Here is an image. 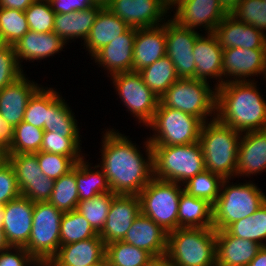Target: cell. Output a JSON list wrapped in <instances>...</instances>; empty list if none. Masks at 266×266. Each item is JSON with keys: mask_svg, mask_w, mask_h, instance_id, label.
<instances>
[{"mask_svg": "<svg viewBox=\"0 0 266 266\" xmlns=\"http://www.w3.org/2000/svg\"><path fill=\"white\" fill-rule=\"evenodd\" d=\"M26 73L18 64L13 46L6 45L0 50V90Z\"/></svg>", "mask_w": 266, "mask_h": 266, "instance_id": "48", "label": "cell"}, {"mask_svg": "<svg viewBox=\"0 0 266 266\" xmlns=\"http://www.w3.org/2000/svg\"><path fill=\"white\" fill-rule=\"evenodd\" d=\"M99 266H108V264L106 262L102 263L101 265Z\"/></svg>", "mask_w": 266, "mask_h": 266, "instance_id": "64", "label": "cell"}, {"mask_svg": "<svg viewBox=\"0 0 266 266\" xmlns=\"http://www.w3.org/2000/svg\"><path fill=\"white\" fill-rule=\"evenodd\" d=\"M85 157L75 165V179L79 201L87 200L103 193L111 192L105 173L98 166H92Z\"/></svg>", "mask_w": 266, "mask_h": 266, "instance_id": "32", "label": "cell"}, {"mask_svg": "<svg viewBox=\"0 0 266 266\" xmlns=\"http://www.w3.org/2000/svg\"><path fill=\"white\" fill-rule=\"evenodd\" d=\"M64 46L66 47L67 43L54 32L39 33L32 30H29L15 45H13L16 59L22 69H24V65L21 64L23 60L33 63L35 60L41 62L45 58L52 57L64 51Z\"/></svg>", "mask_w": 266, "mask_h": 266, "instance_id": "25", "label": "cell"}, {"mask_svg": "<svg viewBox=\"0 0 266 266\" xmlns=\"http://www.w3.org/2000/svg\"><path fill=\"white\" fill-rule=\"evenodd\" d=\"M247 266H266V246H262L255 258Z\"/></svg>", "mask_w": 266, "mask_h": 266, "instance_id": "55", "label": "cell"}, {"mask_svg": "<svg viewBox=\"0 0 266 266\" xmlns=\"http://www.w3.org/2000/svg\"><path fill=\"white\" fill-rule=\"evenodd\" d=\"M143 82L160 98L179 79L171 59L165 55L153 64L139 70Z\"/></svg>", "mask_w": 266, "mask_h": 266, "instance_id": "33", "label": "cell"}, {"mask_svg": "<svg viewBox=\"0 0 266 266\" xmlns=\"http://www.w3.org/2000/svg\"><path fill=\"white\" fill-rule=\"evenodd\" d=\"M8 155V162L14 169L18 187L26 180L51 179L42 173L34 153Z\"/></svg>", "mask_w": 266, "mask_h": 266, "instance_id": "45", "label": "cell"}, {"mask_svg": "<svg viewBox=\"0 0 266 266\" xmlns=\"http://www.w3.org/2000/svg\"><path fill=\"white\" fill-rule=\"evenodd\" d=\"M226 231L232 236L266 246V201L253 215L232 223Z\"/></svg>", "mask_w": 266, "mask_h": 266, "instance_id": "35", "label": "cell"}, {"mask_svg": "<svg viewBox=\"0 0 266 266\" xmlns=\"http://www.w3.org/2000/svg\"><path fill=\"white\" fill-rule=\"evenodd\" d=\"M0 266H42L21 246H9L0 251Z\"/></svg>", "mask_w": 266, "mask_h": 266, "instance_id": "50", "label": "cell"}, {"mask_svg": "<svg viewBox=\"0 0 266 266\" xmlns=\"http://www.w3.org/2000/svg\"><path fill=\"white\" fill-rule=\"evenodd\" d=\"M241 134L216 118L203 123L198 142L204 155L205 169L222 179L235 180Z\"/></svg>", "mask_w": 266, "mask_h": 266, "instance_id": "3", "label": "cell"}, {"mask_svg": "<svg viewBox=\"0 0 266 266\" xmlns=\"http://www.w3.org/2000/svg\"><path fill=\"white\" fill-rule=\"evenodd\" d=\"M154 260L145 250L123 241L106 245L105 262L108 266H149Z\"/></svg>", "mask_w": 266, "mask_h": 266, "instance_id": "34", "label": "cell"}, {"mask_svg": "<svg viewBox=\"0 0 266 266\" xmlns=\"http://www.w3.org/2000/svg\"><path fill=\"white\" fill-rule=\"evenodd\" d=\"M183 185L153 178L139 193L141 213L166 232L178 229V207Z\"/></svg>", "mask_w": 266, "mask_h": 266, "instance_id": "9", "label": "cell"}, {"mask_svg": "<svg viewBox=\"0 0 266 266\" xmlns=\"http://www.w3.org/2000/svg\"><path fill=\"white\" fill-rule=\"evenodd\" d=\"M63 212L48 201L35 202L32 229L24 248L42 266L56 255L60 247V223Z\"/></svg>", "mask_w": 266, "mask_h": 266, "instance_id": "10", "label": "cell"}, {"mask_svg": "<svg viewBox=\"0 0 266 266\" xmlns=\"http://www.w3.org/2000/svg\"><path fill=\"white\" fill-rule=\"evenodd\" d=\"M230 15L239 22L254 26L266 35V2L264 0H241Z\"/></svg>", "mask_w": 266, "mask_h": 266, "instance_id": "43", "label": "cell"}, {"mask_svg": "<svg viewBox=\"0 0 266 266\" xmlns=\"http://www.w3.org/2000/svg\"><path fill=\"white\" fill-rule=\"evenodd\" d=\"M7 247H9L3 229L1 228V224H0V251H2L3 249H6Z\"/></svg>", "mask_w": 266, "mask_h": 266, "instance_id": "59", "label": "cell"}, {"mask_svg": "<svg viewBox=\"0 0 266 266\" xmlns=\"http://www.w3.org/2000/svg\"><path fill=\"white\" fill-rule=\"evenodd\" d=\"M28 31L24 11L0 7V33L6 45H15Z\"/></svg>", "mask_w": 266, "mask_h": 266, "instance_id": "41", "label": "cell"}, {"mask_svg": "<svg viewBox=\"0 0 266 266\" xmlns=\"http://www.w3.org/2000/svg\"><path fill=\"white\" fill-rule=\"evenodd\" d=\"M49 203L63 213L74 211L79 202L75 167L68 173L54 181L53 191Z\"/></svg>", "mask_w": 266, "mask_h": 266, "instance_id": "37", "label": "cell"}, {"mask_svg": "<svg viewBox=\"0 0 266 266\" xmlns=\"http://www.w3.org/2000/svg\"><path fill=\"white\" fill-rule=\"evenodd\" d=\"M266 172V129L241 134L236 177L250 178Z\"/></svg>", "mask_w": 266, "mask_h": 266, "instance_id": "23", "label": "cell"}, {"mask_svg": "<svg viewBox=\"0 0 266 266\" xmlns=\"http://www.w3.org/2000/svg\"><path fill=\"white\" fill-rule=\"evenodd\" d=\"M169 12V18L177 25L196 31L200 29L202 33L213 32L228 15L218 0H176L170 5Z\"/></svg>", "mask_w": 266, "mask_h": 266, "instance_id": "12", "label": "cell"}, {"mask_svg": "<svg viewBox=\"0 0 266 266\" xmlns=\"http://www.w3.org/2000/svg\"><path fill=\"white\" fill-rule=\"evenodd\" d=\"M122 241L145 250L154 259H161L166 255L168 232L140 213Z\"/></svg>", "mask_w": 266, "mask_h": 266, "instance_id": "24", "label": "cell"}, {"mask_svg": "<svg viewBox=\"0 0 266 266\" xmlns=\"http://www.w3.org/2000/svg\"><path fill=\"white\" fill-rule=\"evenodd\" d=\"M114 196V193L107 192L78 202L76 211L85 217L98 234L105 225Z\"/></svg>", "mask_w": 266, "mask_h": 266, "instance_id": "39", "label": "cell"}, {"mask_svg": "<svg viewBox=\"0 0 266 266\" xmlns=\"http://www.w3.org/2000/svg\"><path fill=\"white\" fill-rule=\"evenodd\" d=\"M216 91L217 88L206 81L179 78L160 97V103L196 116L205 123L216 117Z\"/></svg>", "mask_w": 266, "mask_h": 266, "instance_id": "7", "label": "cell"}, {"mask_svg": "<svg viewBox=\"0 0 266 266\" xmlns=\"http://www.w3.org/2000/svg\"><path fill=\"white\" fill-rule=\"evenodd\" d=\"M106 8L136 29L161 25L170 13L164 0H112Z\"/></svg>", "mask_w": 266, "mask_h": 266, "instance_id": "13", "label": "cell"}, {"mask_svg": "<svg viewBox=\"0 0 266 266\" xmlns=\"http://www.w3.org/2000/svg\"><path fill=\"white\" fill-rule=\"evenodd\" d=\"M55 14L85 10L94 6L91 0H49Z\"/></svg>", "mask_w": 266, "mask_h": 266, "instance_id": "52", "label": "cell"}, {"mask_svg": "<svg viewBox=\"0 0 266 266\" xmlns=\"http://www.w3.org/2000/svg\"><path fill=\"white\" fill-rule=\"evenodd\" d=\"M8 149L0 148V169L8 163Z\"/></svg>", "mask_w": 266, "mask_h": 266, "instance_id": "57", "label": "cell"}, {"mask_svg": "<svg viewBox=\"0 0 266 266\" xmlns=\"http://www.w3.org/2000/svg\"><path fill=\"white\" fill-rule=\"evenodd\" d=\"M136 28L129 27L123 34L103 46L92 57L98 67L109 75L133 71V50Z\"/></svg>", "mask_w": 266, "mask_h": 266, "instance_id": "18", "label": "cell"}, {"mask_svg": "<svg viewBox=\"0 0 266 266\" xmlns=\"http://www.w3.org/2000/svg\"><path fill=\"white\" fill-rule=\"evenodd\" d=\"M29 30L39 33L53 32L55 12L49 0H36L25 11Z\"/></svg>", "mask_w": 266, "mask_h": 266, "instance_id": "44", "label": "cell"}, {"mask_svg": "<svg viewBox=\"0 0 266 266\" xmlns=\"http://www.w3.org/2000/svg\"><path fill=\"white\" fill-rule=\"evenodd\" d=\"M5 46H6V44H5V42L3 41L2 36H1V33H0V50H1L3 47H5Z\"/></svg>", "mask_w": 266, "mask_h": 266, "instance_id": "61", "label": "cell"}, {"mask_svg": "<svg viewBox=\"0 0 266 266\" xmlns=\"http://www.w3.org/2000/svg\"><path fill=\"white\" fill-rule=\"evenodd\" d=\"M41 86L24 73L0 90V113L11 130L23 121L26 105Z\"/></svg>", "mask_w": 266, "mask_h": 266, "instance_id": "19", "label": "cell"}, {"mask_svg": "<svg viewBox=\"0 0 266 266\" xmlns=\"http://www.w3.org/2000/svg\"><path fill=\"white\" fill-rule=\"evenodd\" d=\"M48 117V87L41 86L26 105L23 121L37 128H44Z\"/></svg>", "mask_w": 266, "mask_h": 266, "instance_id": "47", "label": "cell"}, {"mask_svg": "<svg viewBox=\"0 0 266 266\" xmlns=\"http://www.w3.org/2000/svg\"><path fill=\"white\" fill-rule=\"evenodd\" d=\"M166 55L165 22L155 27L136 29L133 71L138 72Z\"/></svg>", "mask_w": 266, "mask_h": 266, "instance_id": "26", "label": "cell"}, {"mask_svg": "<svg viewBox=\"0 0 266 266\" xmlns=\"http://www.w3.org/2000/svg\"><path fill=\"white\" fill-rule=\"evenodd\" d=\"M258 81L225 82L216 91V119L244 133L266 129V100Z\"/></svg>", "mask_w": 266, "mask_h": 266, "instance_id": "2", "label": "cell"}, {"mask_svg": "<svg viewBox=\"0 0 266 266\" xmlns=\"http://www.w3.org/2000/svg\"><path fill=\"white\" fill-rule=\"evenodd\" d=\"M1 216H2V206L0 205V222H1Z\"/></svg>", "mask_w": 266, "mask_h": 266, "instance_id": "63", "label": "cell"}, {"mask_svg": "<svg viewBox=\"0 0 266 266\" xmlns=\"http://www.w3.org/2000/svg\"><path fill=\"white\" fill-rule=\"evenodd\" d=\"M11 131L0 113V148L8 149L11 141Z\"/></svg>", "mask_w": 266, "mask_h": 266, "instance_id": "53", "label": "cell"}, {"mask_svg": "<svg viewBox=\"0 0 266 266\" xmlns=\"http://www.w3.org/2000/svg\"><path fill=\"white\" fill-rule=\"evenodd\" d=\"M94 5L106 8L112 0H91Z\"/></svg>", "mask_w": 266, "mask_h": 266, "instance_id": "60", "label": "cell"}, {"mask_svg": "<svg viewBox=\"0 0 266 266\" xmlns=\"http://www.w3.org/2000/svg\"><path fill=\"white\" fill-rule=\"evenodd\" d=\"M165 31L166 55L174 64L176 75L182 79H195L193 48L200 31L183 28L170 18L165 21Z\"/></svg>", "mask_w": 266, "mask_h": 266, "instance_id": "14", "label": "cell"}, {"mask_svg": "<svg viewBox=\"0 0 266 266\" xmlns=\"http://www.w3.org/2000/svg\"><path fill=\"white\" fill-rule=\"evenodd\" d=\"M80 137H65L55 132H44L40 151L59 154L69 158H84Z\"/></svg>", "mask_w": 266, "mask_h": 266, "instance_id": "42", "label": "cell"}, {"mask_svg": "<svg viewBox=\"0 0 266 266\" xmlns=\"http://www.w3.org/2000/svg\"><path fill=\"white\" fill-rule=\"evenodd\" d=\"M222 181L223 179L219 175L205 169L185 182L183 189L190 196L205 199L214 205L220 194Z\"/></svg>", "mask_w": 266, "mask_h": 266, "instance_id": "40", "label": "cell"}, {"mask_svg": "<svg viewBox=\"0 0 266 266\" xmlns=\"http://www.w3.org/2000/svg\"><path fill=\"white\" fill-rule=\"evenodd\" d=\"M106 244L101 237L60 245L46 266H99L105 262Z\"/></svg>", "mask_w": 266, "mask_h": 266, "instance_id": "21", "label": "cell"}, {"mask_svg": "<svg viewBox=\"0 0 266 266\" xmlns=\"http://www.w3.org/2000/svg\"><path fill=\"white\" fill-rule=\"evenodd\" d=\"M203 122L191 114L163 106L160 102L152 121L146 126L151 145H185L199 141Z\"/></svg>", "mask_w": 266, "mask_h": 266, "instance_id": "8", "label": "cell"}, {"mask_svg": "<svg viewBox=\"0 0 266 266\" xmlns=\"http://www.w3.org/2000/svg\"><path fill=\"white\" fill-rule=\"evenodd\" d=\"M261 245L216 231V266H247L261 249Z\"/></svg>", "mask_w": 266, "mask_h": 266, "instance_id": "27", "label": "cell"}, {"mask_svg": "<svg viewBox=\"0 0 266 266\" xmlns=\"http://www.w3.org/2000/svg\"><path fill=\"white\" fill-rule=\"evenodd\" d=\"M101 9L102 7L94 5L81 11L55 14L53 32L67 44L76 41L75 39L84 42Z\"/></svg>", "mask_w": 266, "mask_h": 266, "instance_id": "28", "label": "cell"}, {"mask_svg": "<svg viewBox=\"0 0 266 266\" xmlns=\"http://www.w3.org/2000/svg\"><path fill=\"white\" fill-rule=\"evenodd\" d=\"M34 154L37 156L42 173L54 180L68 174L75 167L76 163L83 159L69 158L67 156L46 153L43 151Z\"/></svg>", "mask_w": 266, "mask_h": 266, "instance_id": "46", "label": "cell"}, {"mask_svg": "<svg viewBox=\"0 0 266 266\" xmlns=\"http://www.w3.org/2000/svg\"><path fill=\"white\" fill-rule=\"evenodd\" d=\"M98 233L76 210L63 213L60 223V245H67L92 238Z\"/></svg>", "mask_w": 266, "mask_h": 266, "instance_id": "38", "label": "cell"}, {"mask_svg": "<svg viewBox=\"0 0 266 266\" xmlns=\"http://www.w3.org/2000/svg\"><path fill=\"white\" fill-rule=\"evenodd\" d=\"M44 130L22 121L11 131L8 154H28L40 151Z\"/></svg>", "mask_w": 266, "mask_h": 266, "instance_id": "36", "label": "cell"}, {"mask_svg": "<svg viewBox=\"0 0 266 266\" xmlns=\"http://www.w3.org/2000/svg\"><path fill=\"white\" fill-rule=\"evenodd\" d=\"M36 0H0V7L25 11Z\"/></svg>", "mask_w": 266, "mask_h": 266, "instance_id": "54", "label": "cell"}, {"mask_svg": "<svg viewBox=\"0 0 266 266\" xmlns=\"http://www.w3.org/2000/svg\"><path fill=\"white\" fill-rule=\"evenodd\" d=\"M140 213V198L138 195H115L112 198L105 225L99 236L106 245L122 241L134 219Z\"/></svg>", "mask_w": 266, "mask_h": 266, "instance_id": "17", "label": "cell"}, {"mask_svg": "<svg viewBox=\"0 0 266 266\" xmlns=\"http://www.w3.org/2000/svg\"><path fill=\"white\" fill-rule=\"evenodd\" d=\"M154 178L183 185L205 170L199 142L185 145H151Z\"/></svg>", "mask_w": 266, "mask_h": 266, "instance_id": "6", "label": "cell"}, {"mask_svg": "<svg viewBox=\"0 0 266 266\" xmlns=\"http://www.w3.org/2000/svg\"><path fill=\"white\" fill-rule=\"evenodd\" d=\"M128 28L129 26L118 16L112 14L107 8H102L90 29L89 35L81 43L83 44L81 46L84 49L86 48L87 55L89 54L92 57L98 50L118 38Z\"/></svg>", "mask_w": 266, "mask_h": 266, "instance_id": "30", "label": "cell"}, {"mask_svg": "<svg viewBox=\"0 0 266 266\" xmlns=\"http://www.w3.org/2000/svg\"><path fill=\"white\" fill-rule=\"evenodd\" d=\"M230 180L223 179L213 205V228L216 231L226 230L232 223L253 215L266 201V194L251 179L238 184Z\"/></svg>", "mask_w": 266, "mask_h": 266, "instance_id": "4", "label": "cell"}, {"mask_svg": "<svg viewBox=\"0 0 266 266\" xmlns=\"http://www.w3.org/2000/svg\"><path fill=\"white\" fill-rule=\"evenodd\" d=\"M169 6L172 5L176 0H164Z\"/></svg>", "mask_w": 266, "mask_h": 266, "instance_id": "62", "label": "cell"}, {"mask_svg": "<svg viewBox=\"0 0 266 266\" xmlns=\"http://www.w3.org/2000/svg\"><path fill=\"white\" fill-rule=\"evenodd\" d=\"M223 48L266 49V35L252 25L239 22L228 14L213 30Z\"/></svg>", "mask_w": 266, "mask_h": 266, "instance_id": "22", "label": "cell"}, {"mask_svg": "<svg viewBox=\"0 0 266 266\" xmlns=\"http://www.w3.org/2000/svg\"><path fill=\"white\" fill-rule=\"evenodd\" d=\"M109 77L126 112L130 113L140 126L146 127L154 117L160 98L143 82L138 72L117 73Z\"/></svg>", "mask_w": 266, "mask_h": 266, "instance_id": "11", "label": "cell"}, {"mask_svg": "<svg viewBox=\"0 0 266 266\" xmlns=\"http://www.w3.org/2000/svg\"><path fill=\"white\" fill-rule=\"evenodd\" d=\"M149 266H173L166 258L155 259Z\"/></svg>", "mask_w": 266, "mask_h": 266, "instance_id": "58", "label": "cell"}, {"mask_svg": "<svg viewBox=\"0 0 266 266\" xmlns=\"http://www.w3.org/2000/svg\"><path fill=\"white\" fill-rule=\"evenodd\" d=\"M178 228H213V205L183 191L178 207Z\"/></svg>", "mask_w": 266, "mask_h": 266, "instance_id": "31", "label": "cell"}, {"mask_svg": "<svg viewBox=\"0 0 266 266\" xmlns=\"http://www.w3.org/2000/svg\"><path fill=\"white\" fill-rule=\"evenodd\" d=\"M195 59V79L211 83L217 80L214 87L223 85V48L212 32L200 34L193 48Z\"/></svg>", "mask_w": 266, "mask_h": 266, "instance_id": "20", "label": "cell"}, {"mask_svg": "<svg viewBox=\"0 0 266 266\" xmlns=\"http://www.w3.org/2000/svg\"><path fill=\"white\" fill-rule=\"evenodd\" d=\"M54 181V179L26 180L19 187V191L31 202H45L50 199Z\"/></svg>", "mask_w": 266, "mask_h": 266, "instance_id": "49", "label": "cell"}, {"mask_svg": "<svg viewBox=\"0 0 266 266\" xmlns=\"http://www.w3.org/2000/svg\"><path fill=\"white\" fill-rule=\"evenodd\" d=\"M222 71L223 84L230 81H255V77L260 75L265 81L266 49H223Z\"/></svg>", "mask_w": 266, "mask_h": 266, "instance_id": "15", "label": "cell"}, {"mask_svg": "<svg viewBox=\"0 0 266 266\" xmlns=\"http://www.w3.org/2000/svg\"><path fill=\"white\" fill-rule=\"evenodd\" d=\"M221 6L225 9V11L230 14L231 11L236 7V5L241 0H218Z\"/></svg>", "mask_w": 266, "mask_h": 266, "instance_id": "56", "label": "cell"}, {"mask_svg": "<svg viewBox=\"0 0 266 266\" xmlns=\"http://www.w3.org/2000/svg\"><path fill=\"white\" fill-rule=\"evenodd\" d=\"M165 258L173 266H216V230L178 228L169 232Z\"/></svg>", "mask_w": 266, "mask_h": 266, "instance_id": "5", "label": "cell"}, {"mask_svg": "<svg viewBox=\"0 0 266 266\" xmlns=\"http://www.w3.org/2000/svg\"><path fill=\"white\" fill-rule=\"evenodd\" d=\"M102 133L98 166L105 173L111 192L139 195L154 178L153 148L148 138L143 142L144 150H140L141 146L116 128L105 127Z\"/></svg>", "mask_w": 266, "mask_h": 266, "instance_id": "1", "label": "cell"}, {"mask_svg": "<svg viewBox=\"0 0 266 266\" xmlns=\"http://www.w3.org/2000/svg\"><path fill=\"white\" fill-rule=\"evenodd\" d=\"M34 202L19 197L2 206L1 228L9 246L24 247L30 238Z\"/></svg>", "mask_w": 266, "mask_h": 266, "instance_id": "16", "label": "cell"}, {"mask_svg": "<svg viewBox=\"0 0 266 266\" xmlns=\"http://www.w3.org/2000/svg\"><path fill=\"white\" fill-rule=\"evenodd\" d=\"M61 92L48 87V117L44 132H55L65 137H81L75 113L62 97ZM64 98V99H63Z\"/></svg>", "mask_w": 266, "mask_h": 266, "instance_id": "29", "label": "cell"}, {"mask_svg": "<svg viewBox=\"0 0 266 266\" xmlns=\"http://www.w3.org/2000/svg\"><path fill=\"white\" fill-rule=\"evenodd\" d=\"M20 195L14 169L8 162L0 169V205L3 206Z\"/></svg>", "mask_w": 266, "mask_h": 266, "instance_id": "51", "label": "cell"}]
</instances>
